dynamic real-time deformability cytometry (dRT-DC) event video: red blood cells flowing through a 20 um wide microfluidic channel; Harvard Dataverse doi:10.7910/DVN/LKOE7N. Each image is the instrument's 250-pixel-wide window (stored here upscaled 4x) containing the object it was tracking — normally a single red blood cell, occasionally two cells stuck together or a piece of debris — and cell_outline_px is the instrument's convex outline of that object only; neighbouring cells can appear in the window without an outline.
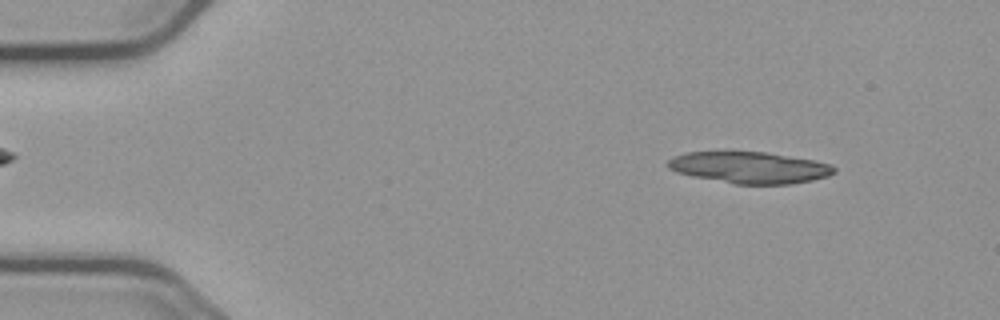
{"species": "common noctule bat (a hibernating species)", "species_latin": "Nyctalus noctula", "temperature_condition": "cold", "stored_images_in_passage": 21, "camera_frame_rate_fps": 3000, "um_per_image_px": 0.085, "animal": {"sex": "male", "body_mass_g": 23.1, "forearm_length_mm": 52.7}, "frame": {"image": 1, "passage_image": 6, "time_ms": 1.667, "image_size_px": [1000, 320], "cell_outline_px": [[836, 172], [828, 176], [812, 180], [792, 184], [732, 184], [692, 176], [676, 172], [668, 168], [668, 160], [684, 152], [764, 152], [812, 160], [832, 164], [836, 168]], "centroid_in_image_um": [63.72, 14.25], "position_along_channel_um": 21.3, "area_um2": 30.46}}